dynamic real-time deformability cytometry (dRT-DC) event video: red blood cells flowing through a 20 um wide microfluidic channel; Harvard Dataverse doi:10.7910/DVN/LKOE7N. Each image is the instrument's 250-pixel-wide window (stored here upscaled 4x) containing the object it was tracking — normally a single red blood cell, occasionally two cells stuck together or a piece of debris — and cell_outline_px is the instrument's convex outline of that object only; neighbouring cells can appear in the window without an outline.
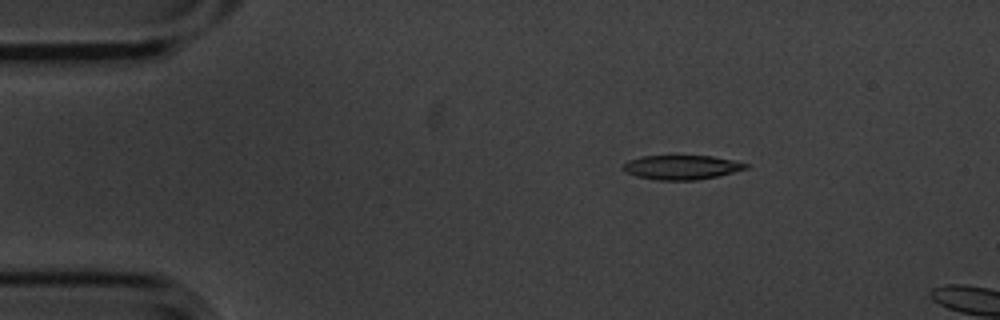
{"species": "common noctule bat (a hibernating species)", "species_latin": "Nyctalus noctula", "temperature_condition": "cold", "stored_images_in_passage": 6, "camera_frame_rate_fps": 3000, "um_per_image_px": 0.085, "animal": {"sex": "male", "body_mass_g": 20.1, "forearm_length_mm": 53.5}, "frame": {"image": 1, "passage_image": 3, "time_ms": 0.667, "image_size_px": [1000, 320], "cell_outline_px": [[748, 168], [716, 176], [696, 180], [656, 180], [636, 176], [624, 172], [624, 164], [628, 160], [640, 156], [712, 156], [732, 160], [748, 164]], "centroid_in_image_um": [57.89, 14.22], "position_along_channel_um": 27.1, "area_um2": 17.22}}